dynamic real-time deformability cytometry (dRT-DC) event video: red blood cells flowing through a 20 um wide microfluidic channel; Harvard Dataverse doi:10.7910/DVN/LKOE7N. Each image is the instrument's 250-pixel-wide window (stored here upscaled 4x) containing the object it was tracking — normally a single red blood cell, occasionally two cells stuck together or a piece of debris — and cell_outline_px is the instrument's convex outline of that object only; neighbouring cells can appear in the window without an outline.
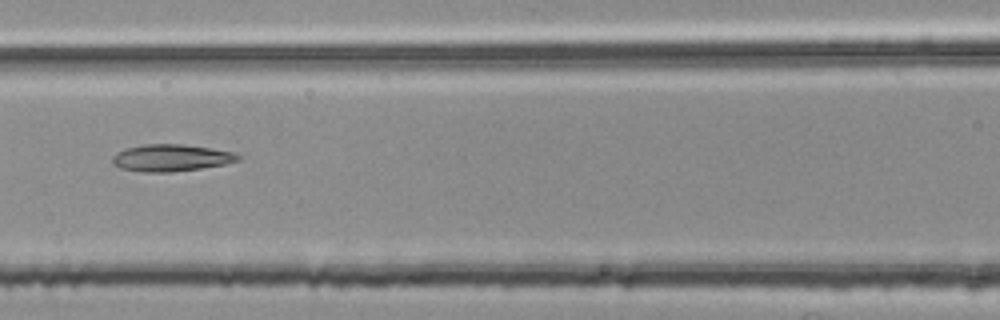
{"species": "common noctule bat (a hibernating species)", "species_latin": "Nyctalus noctula", "temperature_condition": "room temperature", "stored_images_in_passage": 3, "camera_frame_rate_fps": 3000, "um_per_image_px": 0.085, "animal": {"sex": "female", "body_mass_g": 25.1}, "frame": {"image": 1, "passage_image": 3, "time_ms": 0.667, "image_size_px": [1000, 320], "cell_outline_px": [[244, 156], [240, 160], [224, 164], [200, 168], [172, 172], [144, 172], [120, 168], [112, 164], [112, 156], [116, 152], [124, 148], [144, 144], [184, 144], [212, 148], [236, 152]], "centroid_in_image_um": [14.56, 13.4], "position_along_channel_um": 152.0, "area_um2": 20.06}}